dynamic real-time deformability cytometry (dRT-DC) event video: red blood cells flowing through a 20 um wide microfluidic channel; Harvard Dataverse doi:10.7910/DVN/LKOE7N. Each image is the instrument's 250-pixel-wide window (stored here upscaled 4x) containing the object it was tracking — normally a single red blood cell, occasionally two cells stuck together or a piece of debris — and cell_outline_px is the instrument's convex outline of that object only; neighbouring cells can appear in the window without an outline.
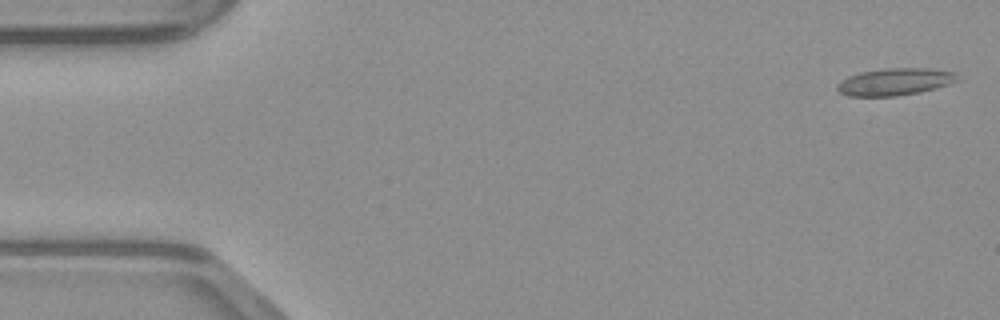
{"species": "common noctule bat (a hibernating species)", "species_latin": "Nyctalus noctula", "temperature_condition": "warm", "stored_images_in_passage": 48, "camera_frame_rate_fps": 3000, "um_per_image_px": 0.085, "animal": {"sex": "male", "body_mass_g": 23.1, "forearm_length_mm": 52.7}, "frame": {"image": 1, "passage_image": 2, "time_ms": 0.333, "image_size_px": [1000, 320], "cell_outline_px": [[960, 80], [948, 84], [920, 92], [896, 96], [848, 96], [840, 92], [836, 88], [836, 84], [848, 76], [860, 72], [884, 68], [928, 68], [952, 72]], "centroid_in_image_um": [76.02, 6.95], "position_along_channel_um": 9.0, "area_um2": 18.9}}
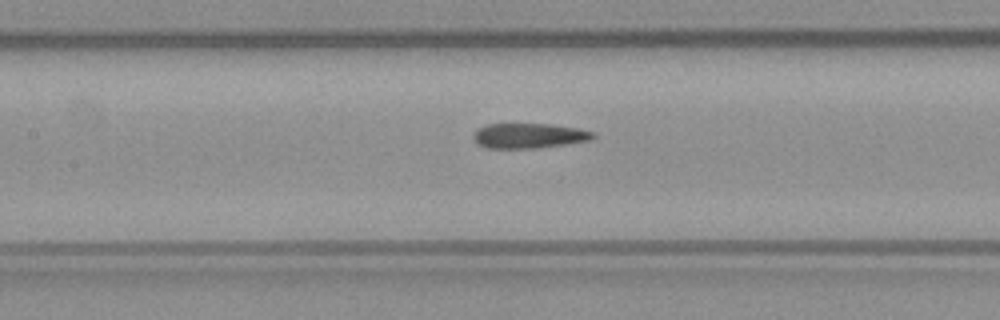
{"frame": {"image": 2, "passage_image": 22, "time_ms": 7.0, "image_size_px": [1000, 320], "cell_outline_px": [[596, 136], [592, 140], [536, 148], [488, 148], [480, 144], [472, 136], [480, 128], [488, 124], [548, 124], [576, 128], [596, 132]], "centroid_in_image_um": [45.02, 11.53], "position_along_channel_um": 162.4, "area_um2": 17.17}}
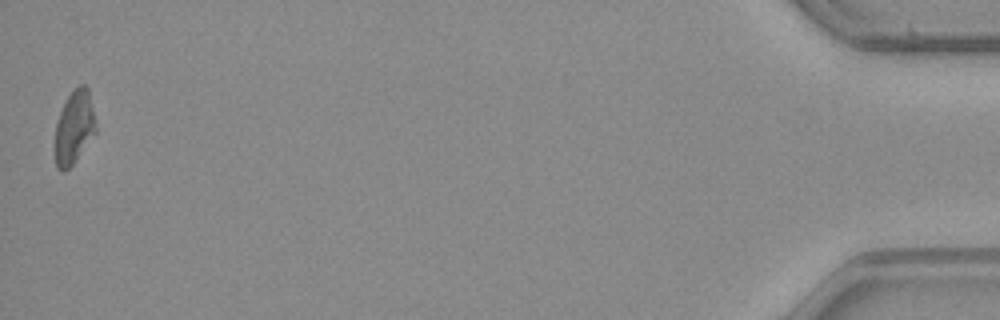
{"frame": {"image": 3, "passage_image": 48, "time_ms": 15.667, "image_size_px": [1000, 320], "cell_outline_px": [[96, 132], [72, 164], [64, 172], [60, 172], [56, 168], [56, 124], [60, 112], [68, 96], [80, 84], [84, 84], [88, 88], [96, 124]], "centroid_in_image_um": [6.31, 10.83], "position_along_channel_um": 428.9, "area_um2": 16.99}}